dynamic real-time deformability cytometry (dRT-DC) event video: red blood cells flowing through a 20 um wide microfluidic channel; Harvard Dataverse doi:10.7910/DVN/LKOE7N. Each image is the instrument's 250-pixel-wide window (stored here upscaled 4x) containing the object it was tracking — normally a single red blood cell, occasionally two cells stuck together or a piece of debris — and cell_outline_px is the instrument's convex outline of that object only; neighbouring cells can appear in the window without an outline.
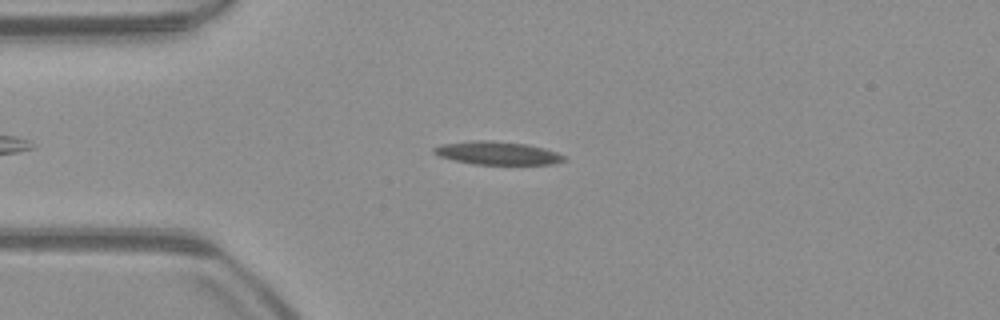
{"species": "common noctule bat (a hibernating species)", "species_latin": "Nyctalus noctula", "temperature_condition": "warm", "stored_images_in_passage": 43, "camera_frame_rate_fps": 3000, "um_per_image_px": 0.085, "animal": {"sex": "male", "body_mass_g": 23.1, "forearm_length_mm": 52.7}, "frame": {"image": 1, "passage_image": 10, "time_ms": 3.0, "image_size_px": [1000, 320], "cell_outline_px": [[564, 160], [552, 164], [472, 164], [440, 156], [432, 152], [432, 148], [444, 144], [472, 140], [492, 140], [524, 144], [544, 148], [556, 152], [564, 156]], "centroid_in_image_um": [42.25, 13.0], "position_along_channel_um": 42.8, "area_um2": 17.28}}
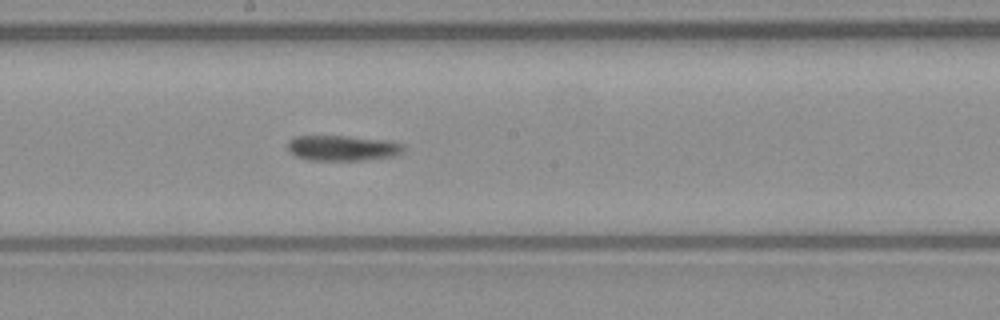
{"frame": {"image": 2, "passage_image": 25, "time_ms": 8.0, "image_size_px": [1000, 320], "cell_outline_px": [[404, 152], [392, 156], [364, 160], [308, 160], [296, 156], [288, 148], [288, 140], [296, 136], [348, 136], [388, 140], [404, 144]], "centroid_in_image_um": [29.14, 12.58], "position_along_channel_um": 219.1, "area_um2": 17.17}}
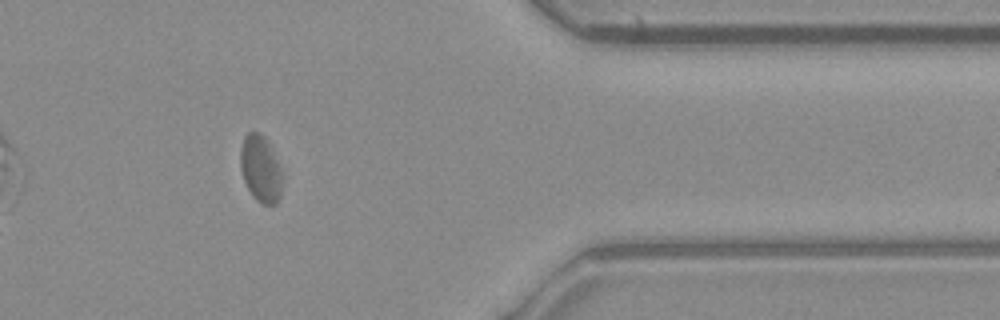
{"frame": {"image": 3, "passage_image": 40, "time_ms": 13.0, "image_size_px": [1000, 320], "cell_outline_px": [[280, 196], [276, 204], [260, 204], [252, 196], [244, 180], [240, 168], [240, 148], [244, 136], [248, 132], [260, 132], [268, 140], [280, 168]], "centroid_in_image_um": [22.11, 14.32], "position_along_channel_um": 389.3, "area_um2": 16.18}}